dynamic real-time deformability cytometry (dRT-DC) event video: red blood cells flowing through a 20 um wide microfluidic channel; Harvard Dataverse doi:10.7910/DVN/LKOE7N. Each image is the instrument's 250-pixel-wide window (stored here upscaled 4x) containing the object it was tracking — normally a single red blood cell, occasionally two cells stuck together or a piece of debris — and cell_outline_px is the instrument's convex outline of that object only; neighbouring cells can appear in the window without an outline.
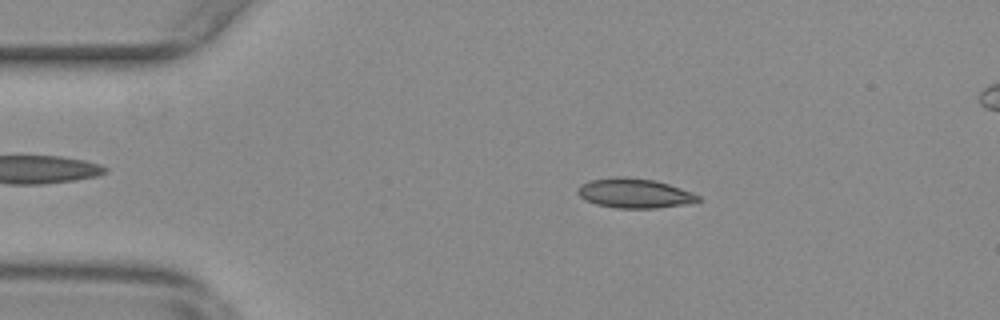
{"species": "common noctule bat (a hibernating species)", "species_latin": "Nyctalus noctula", "temperature_condition": "warm", "stored_images_in_passage": 56, "segment_of_instrument_passage": [1, 2], "camera_frame_rate_fps": 3000, "um_per_image_px": 0.085, "animal": {"sex": "female", "body_mass_g": 29.2, "forearm_length_mm": 56.3}, "frame": {"image": 1, "passage_image": 10, "time_ms": 3.0, "image_size_px": [1000, 320], "cell_outline_px": [[700, 200], [684, 204], [656, 208], [616, 208], [596, 204], [584, 200], [576, 192], [576, 188], [580, 184], [588, 180], [616, 176], [624, 176], [656, 180], [692, 192], [700, 196]], "centroid_in_image_um": [53.86, 16.41], "position_along_channel_um": 31.1, "area_um2": 20.92}}
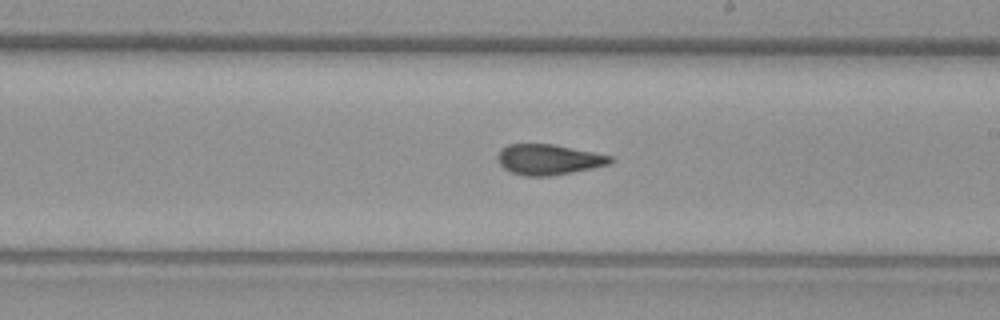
{"frame": {"image": 2, "passage_image": 31, "time_ms": 10.0, "image_size_px": [1000, 320], "cell_outline_px": [[616, 160], [612, 164], [552, 176], [524, 176], [512, 172], [504, 168], [500, 164], [496, 156], [500, 148], [508, 144], [556, 144], [612, 156]], "centroid_in_image_um": [46.65, 13.55], "position_along_channel_um": 242.3, "area_um2": 20.29}}
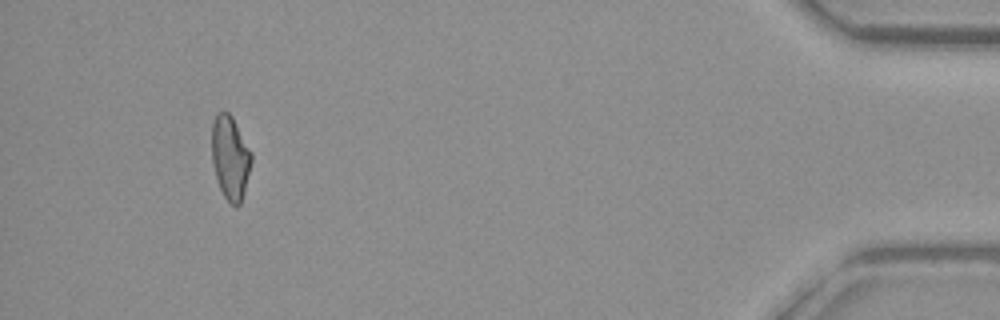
{"frame": {"image": 3, "passage_image": 51, "time_ms": 16.667, "image_size_px": [1000, 320], "cell_outline_px": [[252, 160], [244, 192], [240, 204], [232, 204], [224, 196], [220, 188], [212, 164], [212, 124], [216, 112], [228, 112], [232, 116], [252, 152]], "centroid_in_image_um": [19.57, 13.35], "position_along_channel_um": 415.6, "area_um2": 19.19}}